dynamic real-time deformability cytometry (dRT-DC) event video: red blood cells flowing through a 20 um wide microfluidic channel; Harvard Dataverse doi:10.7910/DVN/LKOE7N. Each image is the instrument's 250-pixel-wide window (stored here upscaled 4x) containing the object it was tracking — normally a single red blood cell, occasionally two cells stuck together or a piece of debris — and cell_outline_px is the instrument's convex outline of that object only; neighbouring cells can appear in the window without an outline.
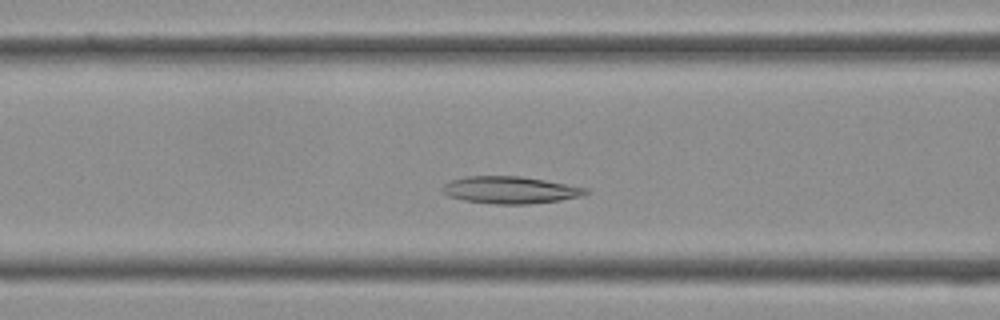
{"species": "Egyptian fruit bat (a non-hibernating species)", "species_latin": "Rousettus aegyptiacus", "temperature_condition": "cold", "stored_images_in_passage": 33, "camera_frame_rate_fps": 3000, "um_per_image_px": 0.085, "frame": {"image": 1, "passage_image": 9, "time_ms": 2.667, "image_size_px": [1000, 320], "cell_outline_px": [[592, 192], [584, 196], [560, 200], [528, 204], [492, 204], [464, 200], [448, 196], [440, 192], [440, 188], [444, 184], [452, 180], [464, 176], [520, 176], [544, 180], [588, 188]], "centroid_in_image_um": [43.36, 16.15], "position_along_channel_um": 123.2, "area_um2": 22.89}}
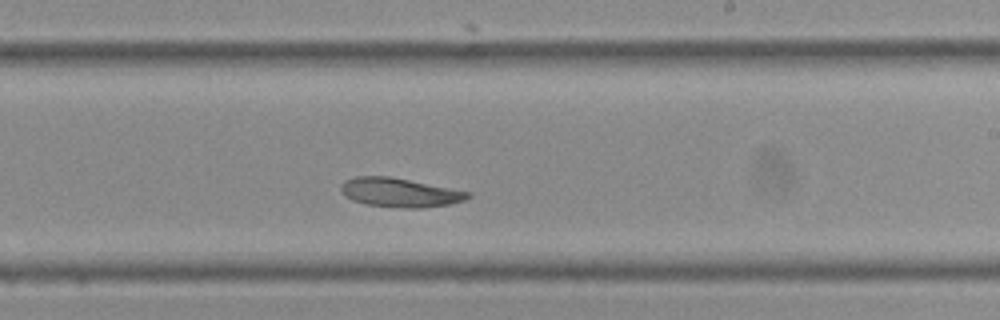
{"frame": {"image": 2, "passage_image": 17, "time_ms": 5.333, "image_size_px": [1000, 320], "cell_outline_px": [[472, 196], [464, 200], [452, 204], [420, 208], [400, 208], [364, 204], [352, 200], [344, 196], [340, 192], [340, 184], [344, 180], [356, 176], [388, 176], [472, 192]], "centroid_in_image_um": [33.95, 16.37], "position_along_channel_um": 255.0, "area_um2": 21.73}}
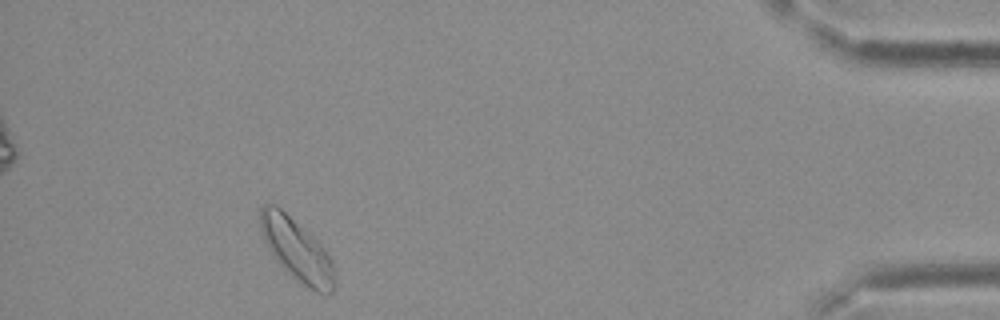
{"frame": {"image": 3, "passage_image": 30, "time_ms": 9.667, "image_size_px": [1000, 320], "cell_outline_px": [[336, 284], [332, 292], [328, 296], [316, 292], [308, 288], [276, 260], [268, 248], [264, 240], [260, 228], [260, 208], [264, 204], [276, 204], [304, 228], [324, 248], [332, 260], [336, 280]], "centroid_in_image_um": [25.25, 21.24], "position_along_channel_um": 409.9, "area_um2": 26.7}}